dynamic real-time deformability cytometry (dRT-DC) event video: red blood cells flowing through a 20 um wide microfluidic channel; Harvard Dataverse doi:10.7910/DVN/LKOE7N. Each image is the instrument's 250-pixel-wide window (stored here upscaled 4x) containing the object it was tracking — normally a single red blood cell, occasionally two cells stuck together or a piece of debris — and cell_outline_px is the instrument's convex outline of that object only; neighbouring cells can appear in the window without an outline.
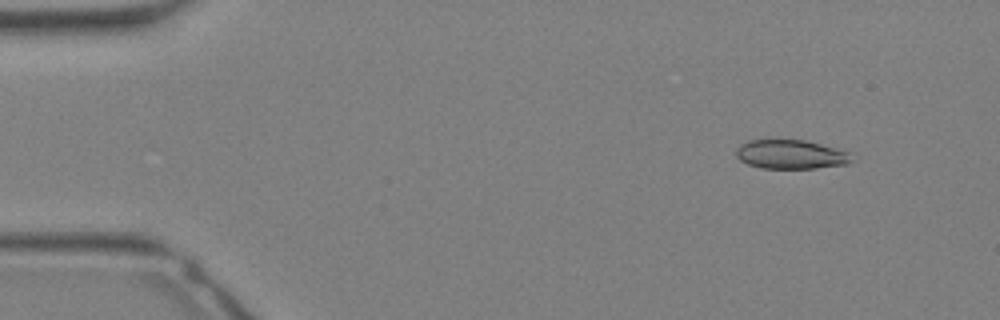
{"species": "Egyptian fruit bat (a non-hibernating species)", "species_latin": "Rousettus aegyptiacus", "temperature_condition": "warm", "stored_images_in_passage": 33, "camera_frame_rate_fps": 3000, "um_per_image_px": 0.085, "animal": {"sex": "female"}, "frame": {"image": 1, "passage_image": 4, "time_ms": 1.0, "image_size_px": [1000, 320], "cell_outline_px": [[852, 160], [848, 164], [816, 168], [764, 168], [748, 164], [740, 160], [736, 156], [736, 148], [740, 144], [748, 140], [804, 140], [820, 144], [848, 152]], "centroid_in_image_um": [67.18, 13.12], "position_along_channel_um": 17.8, "area_um2": 19.36}}
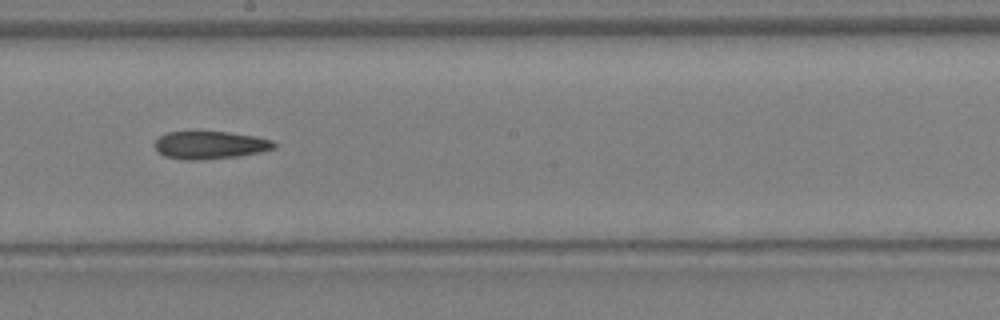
{"frame": {"image": 2, "passage_image": 19, "time_ms": 6.0, "image_size_px": [1000, 320], "cell_outline_px": [[276, 148], [260, 152], [240, 156], [200, 160], [188, 160], [164, 156], [156, 148], [156, 140], [160, 136], [168, 132], [228, 132], [256, 136], [272, 140], [276, 144]], "centroid_in_image_um": [17.9, 12.33], "position_along_channel_um": 230.3, "area_um2": 19.19}}
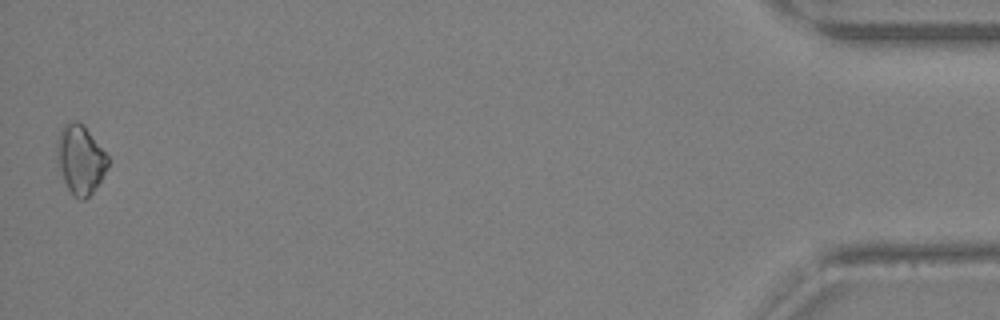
{"frame": {"image": 3, "passage_image": 33, "time_ms": 10.667, "image_size_px": [1000, 320], "cell_outline_px": [[108, 168], [92, 192], [84, 200], [80, 200], [72, 196], [64, 180], [56, 160], [56, 148], [60, 128], [64, 124], [72, 120], [76, 120], [84, 124], [108, 156]], "centroid_in_image_um": [6.81, 13.53], "position_along_channel_um": 428.4, "area_um2": 20.58}}